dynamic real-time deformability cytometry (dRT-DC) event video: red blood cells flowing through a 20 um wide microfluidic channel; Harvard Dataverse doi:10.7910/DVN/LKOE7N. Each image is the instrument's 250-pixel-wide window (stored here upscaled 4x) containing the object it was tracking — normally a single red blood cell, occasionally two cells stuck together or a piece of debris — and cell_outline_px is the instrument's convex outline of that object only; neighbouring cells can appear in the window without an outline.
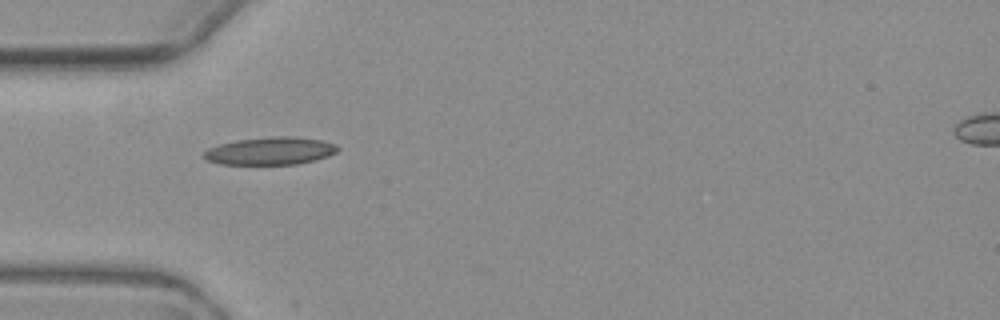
{"species": "common noctule bat (a hibernating species)", "species_latin": "Nyctalus noctula", "temperature_condition": "warm", "stored_images_in_passage": 2, "camera_frame_rate_fps": 3000, "um_per_image_px": 0.085, "animal": {"sex": "female", "body_mass_g": 19.3, "forearm_length_mm": 54.1}, "frame": {"image": 1, "passage_image": 1, "time_ms": 0.0, "image_size_px": [1000, 320], "cell_outline_px": [[340, 148], [336, 152], [328, 156], [296, 164], [220, 164], [208, 160], [204, 156], [204, 152], [208, 148], [220, 144], [236, 140], [272, 136], [296, 136], [320, 140], [336, 144]], "centroid_in_image_um": [22.99, 12.82], "position_along_channel_um": 62.0, "area_um2": 21.44}}
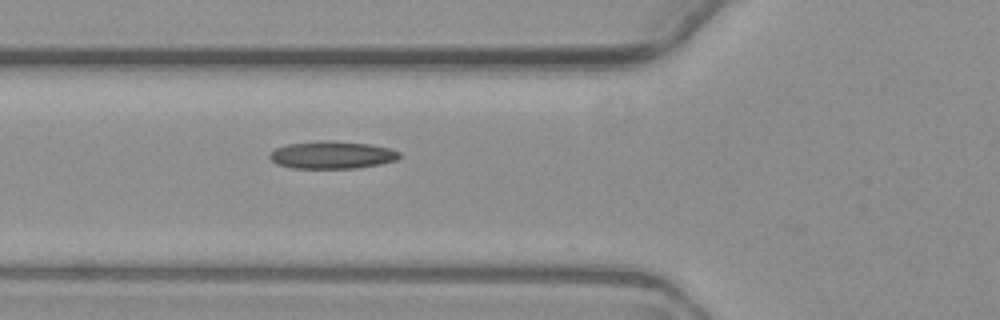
{"frame": {"image": 2, "passage_image": 2, "time_ms": 1.0, "image_size_px": [1000, 320], "cell_outline_px": [[400, 156], [396, 160], [380, 164], [352, 168], [292, 168], [276, 164], [268, 156], [276, 148], [288, 144], [320, 140], [328, 140], [368, 144], [388, 148], [400, 152]], "centroid_in_image_um": [28.2, 13.17], "position_along_channel_um": 97.6, "area_um2": 20.63}}